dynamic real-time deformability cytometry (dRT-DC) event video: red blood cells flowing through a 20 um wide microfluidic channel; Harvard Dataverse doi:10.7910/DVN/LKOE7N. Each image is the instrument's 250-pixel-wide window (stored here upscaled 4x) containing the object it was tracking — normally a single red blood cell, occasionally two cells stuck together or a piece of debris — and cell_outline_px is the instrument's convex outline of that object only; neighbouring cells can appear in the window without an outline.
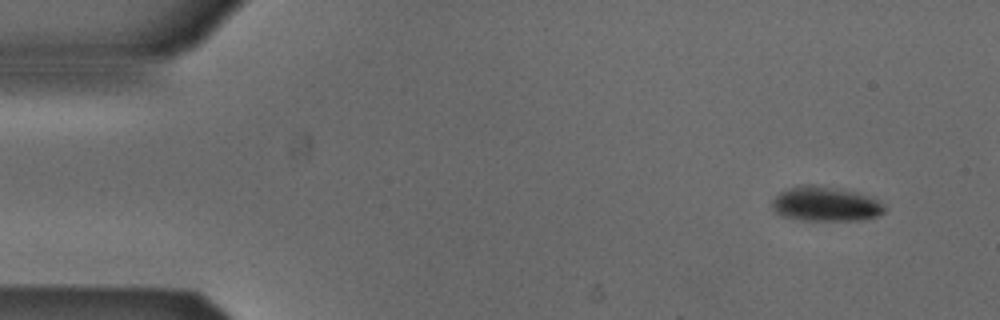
{"species": "Egyptian fruit bat (a non-hibernating species)", "species_latin": "Rousettus aegyptiacus", "temperature_condition": "cold", "stored_images_in_passage": 4, "camera_frame_rate_fps": 3000, "um_per_image_px": 0.085, "animal": {"sex": "male"}, "frame": {"image": 1, "passage_image": 1, "time_ms": 0.0, "image_size_px": [1000, 320], "cell_outline_px": [[888, 208], [884, 212], [876, 216], [860, 220], [800, 220], [784, 216], [776, 212], [772, 208], [772, 200], [780, 192], [788, 188], [808, 184], [812, 184], [836, 188], [856, 192], [872, 196], [880, 200]], "centroid_in_image_um": [70.21, 17.34], "position_along_channel_um": 14.8, "area_um2": 22.77}}